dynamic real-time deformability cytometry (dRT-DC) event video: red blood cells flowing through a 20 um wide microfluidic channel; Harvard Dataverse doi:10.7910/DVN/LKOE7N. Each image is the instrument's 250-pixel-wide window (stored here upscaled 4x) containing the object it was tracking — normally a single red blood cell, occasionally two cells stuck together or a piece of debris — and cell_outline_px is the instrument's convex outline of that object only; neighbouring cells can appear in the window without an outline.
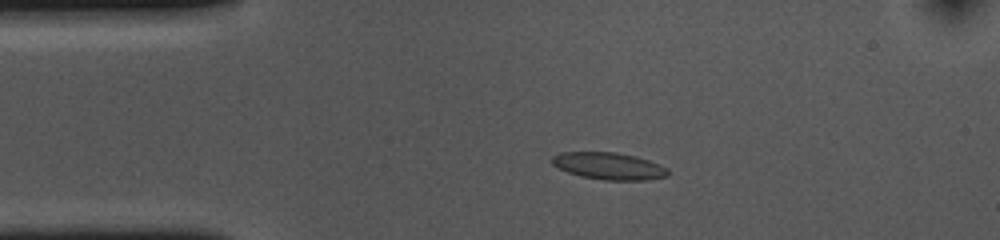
{"species": "common noctule bat (a hibernating species)", "species_latin": "Nyctalus noctula", "temperature_condition": "cold", "stored_images_in_passage": 53, "camera_frame_rate_fps": 3000, "um_per_image_px": 0.085, "animal": {"sex": "female", "body_mass_g": 10.0, "forearm_length_mm": 53.1}, "frame": {"image": 1, "passage_image": 10, "time_ms": 3.0, "image_size_px": [1000, 240], "cell_outline_px": [[668, 176], [648, 180], [604, 180], [580, 176], [568, 172], [552, 164], [552, 156], [560, 152], [616, 152], [636, 156], [660, 164], [668, 168]], "centroid_in_image_um": [51.78, 14.11], "position_along_channel_um": 33.2, "area_um2": 18.32}}
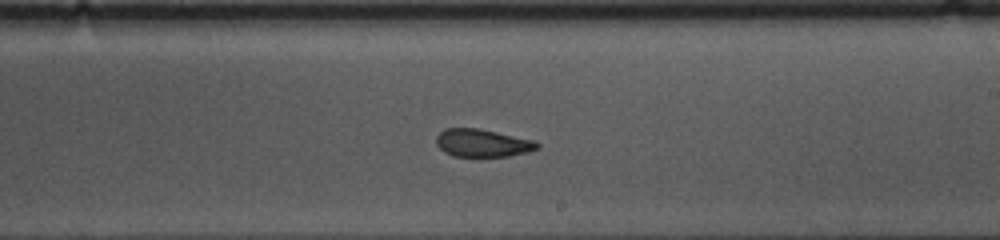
{"frame": {"image": 2, "passage_image": 30, "time_ms": 9.667, "image_size_px": [1000, 240], "cell_outline_px": [[540, 148], [528, 152], [508, 156], [452, 156], [444, 152], [436, 144], [436, 136], [444, 128], [476, 128], [496, 132], [532, 140], [540, 144]], "centroid_in_image_um": [40.98, 12.16], "position_along_channel_um": 248.0, "area_um2": 16.24}}
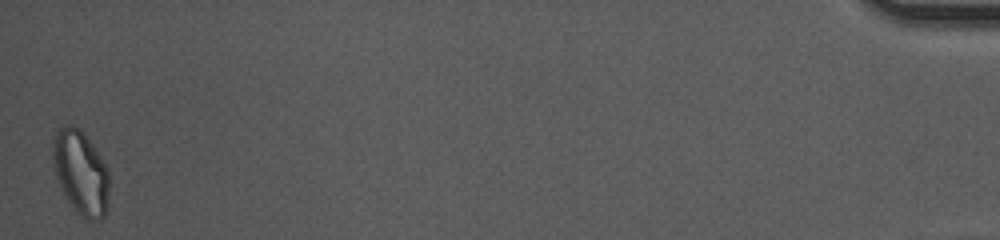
{"frame": {"image": 3, "passage_image": 53, "time_ms": 17.333, "image_size_px": [1000, 240], "cell_outline_px": [[108, 204], [104, 216], [100, 220], [84, 220], [76, 212], [68, 200], [56, 176], [52, 160], [52, 144], [56, 132], [64, 124], [72, 124], [80, 128], [104, 164], [108, 172]], "centroid_in_image_um": [6.84, 14.68], "position_along_channel_um": 428.4, "area_um2": 27.34}, "authors_computed_cell_mechanics": {"area_um2": 17.7446, "velocity_mm_per_s": 3.6511, "shape_relaxation_time_tau1_ms": null, "shape_relaxation_time_tau2_ms": 3.9009, "deformation_change_tau1": null, "deformation_change_tau2": 0.0804}}